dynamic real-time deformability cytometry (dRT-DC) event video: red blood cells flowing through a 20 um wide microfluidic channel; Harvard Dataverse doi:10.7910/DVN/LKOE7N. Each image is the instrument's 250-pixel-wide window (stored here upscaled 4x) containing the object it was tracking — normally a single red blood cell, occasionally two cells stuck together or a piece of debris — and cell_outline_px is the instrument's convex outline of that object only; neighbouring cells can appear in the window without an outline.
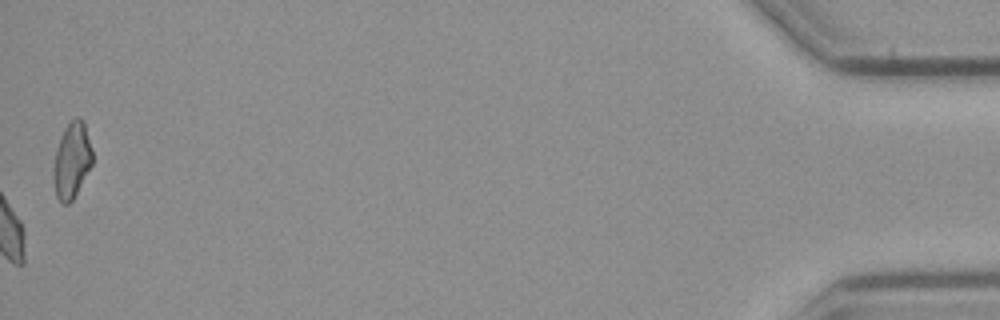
{"species": "common noctule bat (a hibernating species)", "species_latin": "Nyctalus noctula", "temperature_condition": "cold", "stored_images_in_passage": 52, "camera_frame_rate_fps": 3000, "um_per_image_px": 0.085, "animal": {"sex": "male", "body_mass_g": 23.1, "forearm_length_mm": 52.7}, "frame": {"image": 1, "passage_image": 52, "time_ms": 17.0, "image_size_px": [1000, 320], "cell_outline_px": [[92, 164], [72, 200], [68, 204], [60, 204], [56, 196], [52, 172], [56, 148], [64, 128], [76, 116], [84, 120], [92, 148]], "centroid_in_image_um": [6.09, 13.63], "position_along_channel_um": 429.1, "area_um2": 17.28}, "authors_computed_cell_mechanics": {"area_um2": 18.0336, "velocity_mm_per_s": 3.7426, "shape_relaxation_time_tau1_ms": null, "shape_relaxation_time_tau2_ms": 5.0429, "deformation_change_tau1": null, "deformation_change_tau2": 0.0989}}